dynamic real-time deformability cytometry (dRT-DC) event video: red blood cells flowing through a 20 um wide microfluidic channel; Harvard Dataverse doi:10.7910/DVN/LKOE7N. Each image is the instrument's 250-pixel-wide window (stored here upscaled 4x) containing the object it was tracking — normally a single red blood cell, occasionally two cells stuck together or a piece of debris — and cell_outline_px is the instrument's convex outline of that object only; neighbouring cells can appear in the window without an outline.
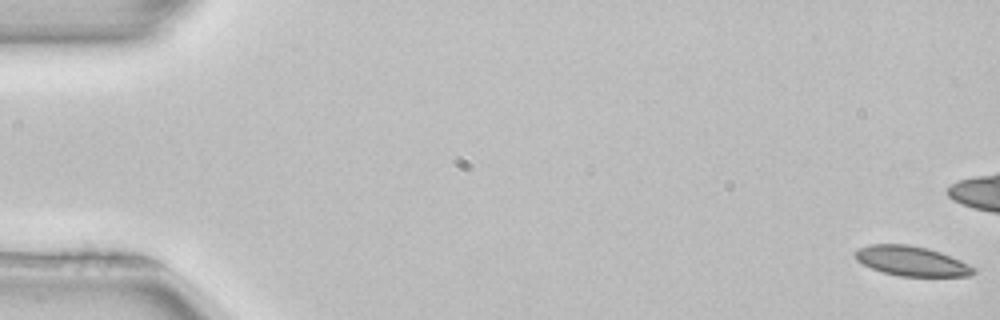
{"species": "common noctule bat (a hibernating species)", "species_latin": "Nyctalus noctula", "temperature_condition": "room temperature", "stored_images_in_passage": 54, "camera_frame_rate_fps": 3000, "um_per_image_px": 0.085, "animal": {"sex": "female", "body_mass_g": 22.7, "forearm_length_mm": 54.2}, "frame": {"image": 1, "passage_image": 1, "time_ms": 0.0, "image_size_px": [1000, 320], "cell_outline_px": [[976, 272], [972, 276], [900, 276], [884, 272], [872, 268], [856, 260], [852, 252], [868, 244], [908, 244], [928, 248], [940, 252], [960, 260], [976, 268]], "centroid_in_image_um": [77.48, 22.18], "position_along_channel_um": 7.5, "area_um2": 20.58}}
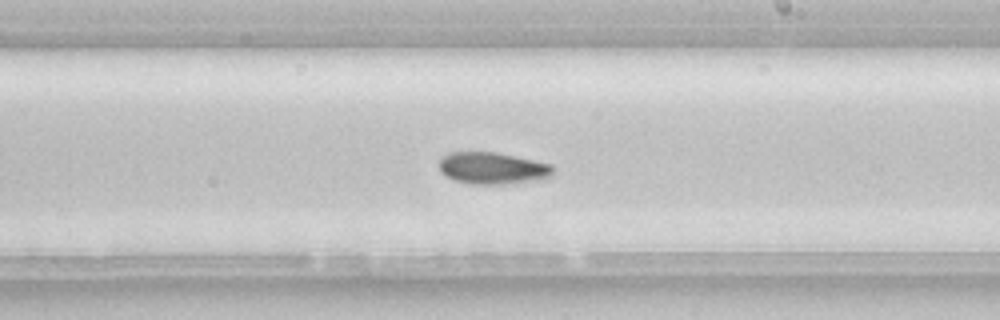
{"frame": {"image": 2, "passage_image": 31, "time_ms": 10.0, "image_size_px": [1000, 320], "cell_outline_px": [[552, 176], [544, 180], [500, 184], [472, 184], [456, 180], [440, 172], [440, 156], [448, 152], [496, 152], [552, 164]], "centroid_in_image_um": [41.88, 14.29], "position_along_channel_um": 247.1, "area_um2": 21.21}}